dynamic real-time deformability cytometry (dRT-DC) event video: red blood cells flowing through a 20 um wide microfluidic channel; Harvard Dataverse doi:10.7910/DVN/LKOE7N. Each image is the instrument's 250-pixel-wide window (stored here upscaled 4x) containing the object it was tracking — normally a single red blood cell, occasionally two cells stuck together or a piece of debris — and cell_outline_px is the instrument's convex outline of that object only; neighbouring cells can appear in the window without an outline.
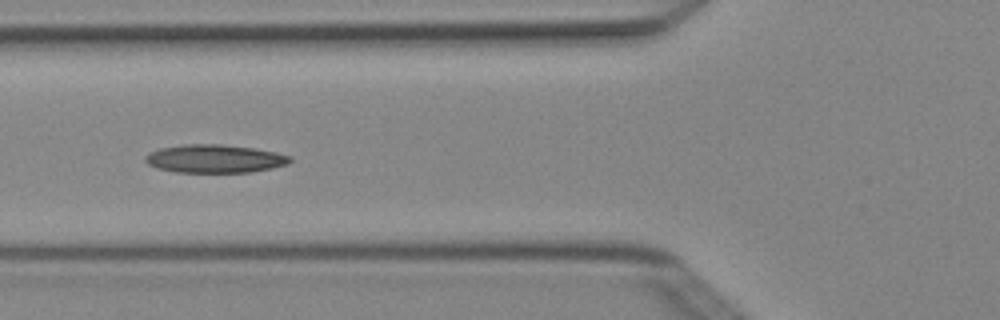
{"species": "Egyptian fruit bat (a non-hibernating species)", "species_latin": "Rousettus aegyptiacus", "temperature_condition": "cold", "stored_images_in_passage": 6, "camera_frame_rate_fps": 3000, "um_per_image_px": 0.085, "animal": {"sex": "female"}, "frame": {"image": 1, "passage_image": 5, "time_ms": 1.333, "image_size_px": [1000, 320], "cell_outline_px": [[292, 160], [288, 164], [272, 168], [252, 172], [176, 172], [156, 168], [148, 164], [144, 160], [144, 156], [148, 152], [160, 148], [184, 144], [220, 144], [252, 148], [276, 152], [292, 156]], "centroid_in_image_um": [18.23, 13.49], "position_along_channel_um": 107.6, "area_um2": 23.93}}
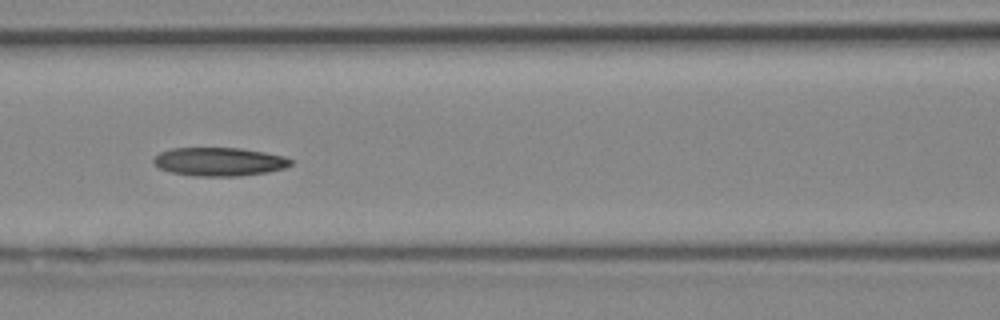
{"frame": {"image": 2, "passage_image": 6, "time_ms": 1.667, "image_size_px": [1000, 320], "cell_outline_px": [[292, 164], [284, 168], [268, 172], [240, 176], [196, 176], [172, 172], [160, 168], [152, 160], [160, 152], [172, 148], [240, 148], [264, 152], [284, 156], [292, 160]], "centroid_in_image_um": [18.66, 13.74], "position_along_channel_um": 147.9, "area_um2": 22.66}}